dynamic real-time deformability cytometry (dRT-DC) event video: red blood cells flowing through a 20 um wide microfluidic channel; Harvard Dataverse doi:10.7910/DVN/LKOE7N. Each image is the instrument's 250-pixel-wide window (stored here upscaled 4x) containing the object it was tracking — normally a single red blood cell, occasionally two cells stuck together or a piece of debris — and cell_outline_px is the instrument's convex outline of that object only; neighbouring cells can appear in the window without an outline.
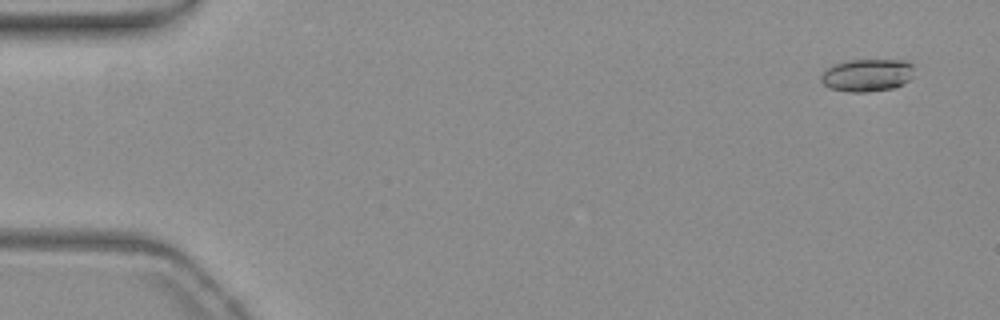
{"species": "common noctule bat (a hibernating species)", "species_latin": "Nyctalus noctula", "temperature_condition": "warm", "stored_images_in_passage": 53, "camera_frame_rate_fps": 3000, "um_per_image_px": 0.085, "animal": {"sex": "female", "body_mass_g": 19.3, "forearm_length_mm": 54.1}, "frame": {"image": 1, "passage_image": 1, "time_ms": 0.0, "image_size_px": [1000, 320], "cell_outline_px": [[912, 76], [904, 84], [892, 88], [864, 92], [852, 92], [828, 88], [820, 80], [820, 76], [828, 68], [836, 64], [852, 60], [904, 60], [912, 64]], "centroid_in_image_um": [73.7, 6.39], "position_along_channel_um": 11.3, "area_um2": 17.46}}
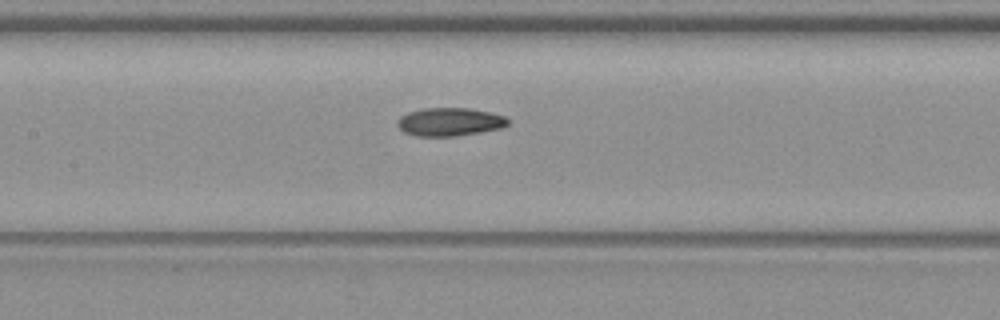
{"frame": {"image": 2, "passage_image": 24, "time_ms": 7.667, "image_size_px": [1000, 320], "cell_outline_px": [[508, 124], [500, 128], [480, 132], [456, 136], [416, 136], [404, 132], [396, 124], [400, 116], [408, 112], [424, 108], [468, 108], [492, 112], [504, 116], [508, 120]], "centroid_in_image_um": [38.21, 10.35], "position_along_channel_um": 169.2, "area_um2": 18.15}}
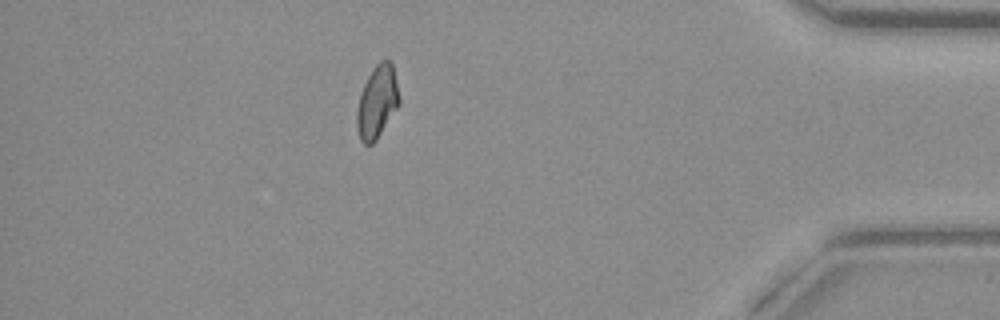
{"frame": {"image": 3, "passage_image": 46, "time_ms": 15.0, "image_size_px": [1000, 320], "cell_outline_px": [[400, 104], [376, 140], [372, 144], [364, 144], [360, 140], [356, 128], [356, 112], [360, 92], [372, 68], [380, 60], [388, 60], [392, 64], [400, 100]], "centroid_in_image_um": [32.03, 8.68], "position_along_channel_um": 403.2, "area_um2": 17.98}, "authors_computed_cell_mechanics": {"area_um2": 17.8602, "velocity_mm_per_s": 3.8197, "shape_relaxation_time_tau1_ms": null, "shape_relaxation_time_tau2_ms": 4.3589, "deformation_change_tau1": null, "deformation_change_tau2": 0.0918}}